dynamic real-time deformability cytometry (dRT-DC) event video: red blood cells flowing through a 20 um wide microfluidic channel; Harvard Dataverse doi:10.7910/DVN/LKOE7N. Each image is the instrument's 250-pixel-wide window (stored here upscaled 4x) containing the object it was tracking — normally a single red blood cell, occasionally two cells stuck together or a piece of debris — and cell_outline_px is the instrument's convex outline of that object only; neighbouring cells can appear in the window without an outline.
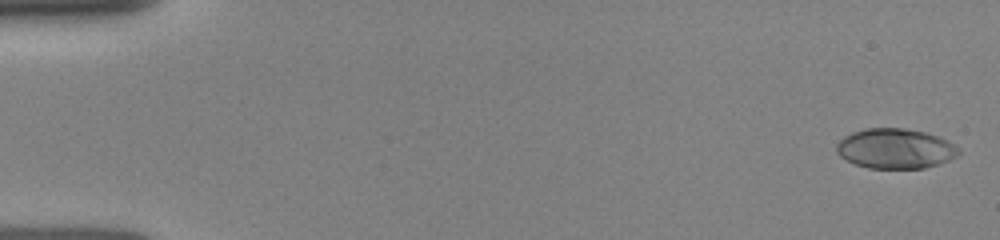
{"species": "human", "species_latin": "Homo sapiens", "temperature_condition": "room temperature", "stored_images_in_passage": 32, "camera_frame_rate_fps": 3000, "um_per_image_px": 0.085, "donor": {"sex": "female"}, "frame": {"image": 1, "passage_image": 1, "time_ms": 0.0, "image_size_px": [1000, 240], "cell_outline_px": [[960, 152], [956, 156], [948, 160], [924, 168], [868, 168], [856, 164], [840, 156], [836, 152], [836, 144], [844, 136], [852, 132], [864, 128], [904, 128], [924, 132], [940, 136], [960, 148]], "centroid_in_image_um": [76.09, 12.62], "position_along_channel_um": 8.9, "area_um2": 28.44}}
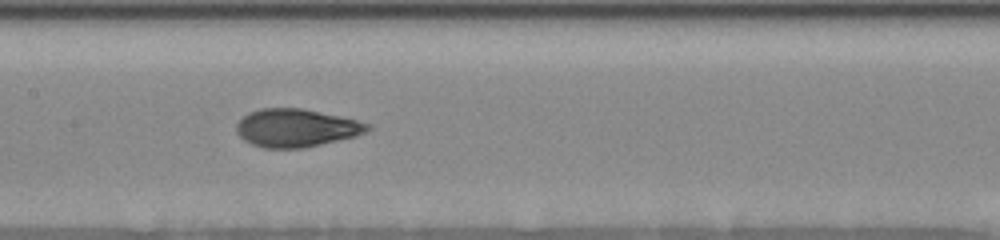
{"frame": {"image": 2, "passage_image": 17, "time_ms": 7.667, "image_size_px": [1000, 240], "cell_outline_px": [[372, 128], [356, 136], [304, 148], [264, 148], [252, 144], [244, 140], [236, 132], [236, 124], [248, 112], [260, 108], [300, 108], [356, 120], [372, 124]], "centroid_in_image_um": [25.16, 10.88], "position_along_channel_um": 182.2, "area_um2": 28.9}}
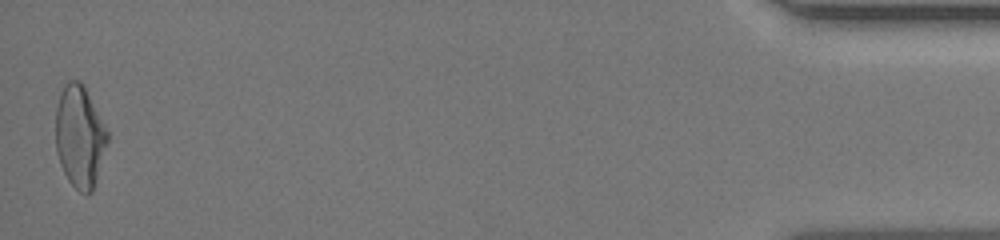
{"frame": {"image": 3, "passage_image": 32, "time_ms": 15.667, "image_size_px": [1000, 240], "cell_outline_px": [[108, 140], [96, 180], [92, 192], [88, 196], [80, 192], [68, 180], [60, 164], [56, 152], [56, 108], [60, 92], [64, 84], [68, 80], [80, 80], [84, 84], [108, 132]], "centroid_in_image_um": [6.76, 11.59], "position_along_channel_um": 428.4, "area_um2": 30.87}}